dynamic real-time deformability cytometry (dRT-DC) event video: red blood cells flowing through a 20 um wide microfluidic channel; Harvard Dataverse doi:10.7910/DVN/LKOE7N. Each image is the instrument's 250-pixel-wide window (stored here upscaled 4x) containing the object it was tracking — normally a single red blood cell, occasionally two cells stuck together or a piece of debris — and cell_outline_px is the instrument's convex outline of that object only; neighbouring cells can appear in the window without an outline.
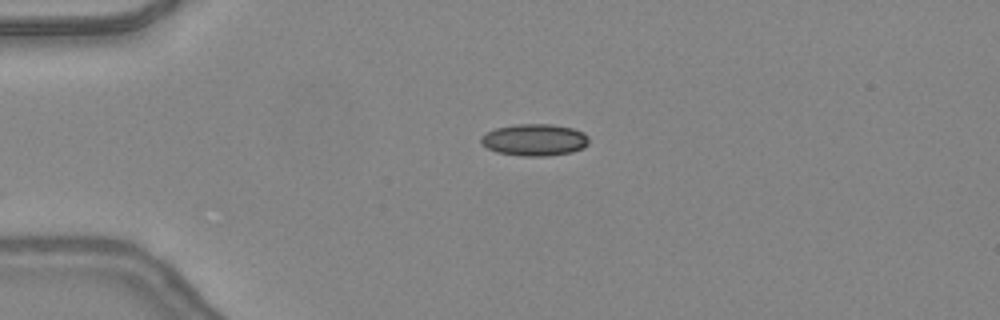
{"species": "common noctule bat (a hibernating species)", "species_latin": "Nyctalus noctula", "temperature_condition": "warm", "stored_images_in_passage": 36, "camera_frame_rate_fps": 3000, "um_per_image_px": 0.085, "animal": {"sex": "female", "body_mass_g": 24.6, "forearm_length_mm": 56.2}, "frame": {"image": 1, "passage_image": 1, "time_ms": 0.0, "image_size_px": [1000, 320], "cell_outline_px": [[588, 144], [584, 148], [572, 152], [548, 156], [520, 156], [496, 152], [480, 144], [480, 136], [496, 128], [516, 124], [552, 124], [572, 128], [584, 132], [588, 136]], "centroid_in_image_um": [45.44, 11.89], "position_along_channel_um": 39.6, "area_um2": 20.23}}
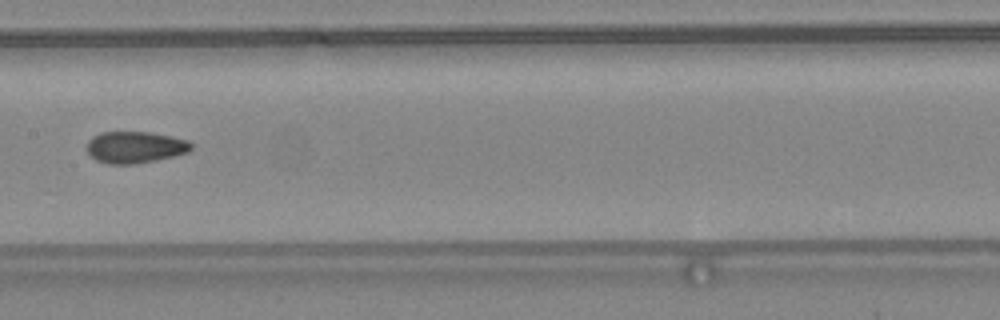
{"frame": {"image": 2, "passage_image": 14, "time_ms": 4.333, "image_size_px": [1000, 320], "cell_outline_px": [[192, 148], [188, 152], [156, 160], [132, 164], [108, 164], [96, 160], [84, 148], [88, 140], [92, 136], [100, 132], [152, 132], [172, 136], [188, 140], [192, 144]], "centroid_in_image_um": [11.45, 12.5], "position_along_channel_um": 196.0, "area_um2": 19.42}}
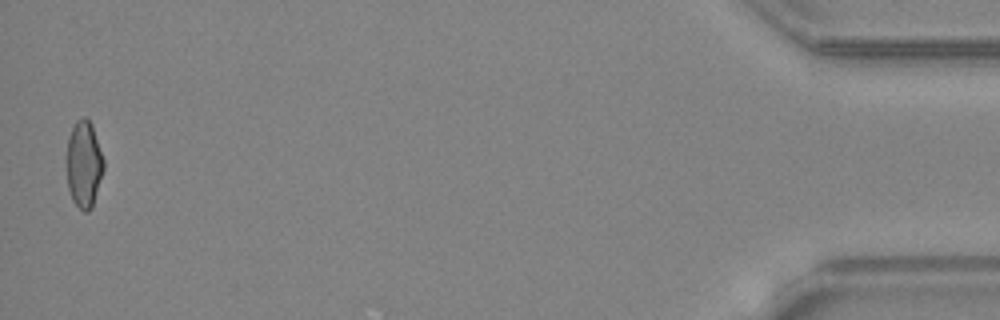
{"frame": {"image": 3, "passage_image": 36, "time_ms": 11.667, "image_size_px": [1000, 320], "cell_outline_px": [[104, 168], [92, 208], [88, 212], [84, 212], [72, 200], [68, 188], [68, 140], [72, 128], [76, 120], [84, 116], [92, 124], [104, 160]], "centroid_in_image_um": [7.15, 13.97], "position_along_channel_um": 428.0, "area_um2": 18.44}, "authors_computed_cell_mechanics": {"area_um2": 19.3052, "velocity_mm_per_s": 4.4144, "shape_relaxation_time_tau1_ms": null, "shape_relaxation_time_tau2_ms": 1.7682, "deformation_change_tau1": null, "deformation_change_tau2": 0.0779}}